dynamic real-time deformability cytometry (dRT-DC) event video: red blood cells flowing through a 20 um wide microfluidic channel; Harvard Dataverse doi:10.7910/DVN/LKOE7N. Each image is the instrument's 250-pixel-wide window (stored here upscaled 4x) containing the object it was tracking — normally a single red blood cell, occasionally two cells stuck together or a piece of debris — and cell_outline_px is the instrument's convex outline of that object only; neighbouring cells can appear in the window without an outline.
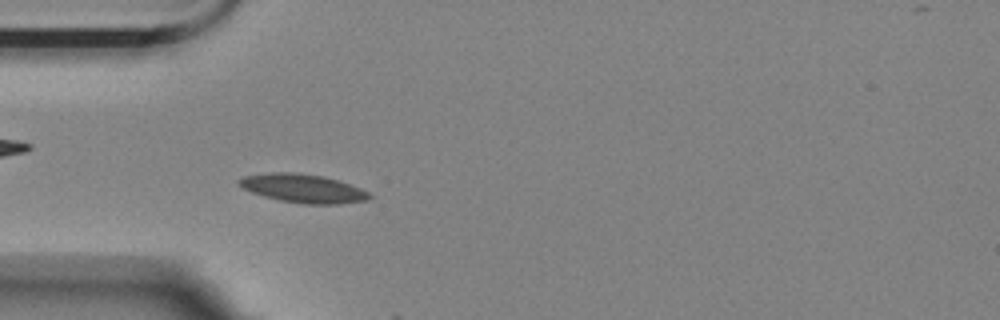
{"species": "Egyptian fruit bat (a non-hibernating species)", "species_latin": "Rousettus aegyptiacus", "temperature_condition": "room temperature", "stored_images_in_passage": 10, "camera_frame_rate_fps": 3000, "um_per_image_px": 0.085, "animal": {"sex": "female"}, "frame": {"image": 1, "passage_image": 9, "time_ms": 2.667, "image_size_px": [1000, 320], "cell_outline_px": [[372, 196], [368, 200], [336, 204], [304, 204], [280, 200], [264, 196], [252, 192], [236, 184], [236, 180], [244, 176], [272, 172], [292, 172], [324, 176], [360, 188], [368, 192]], "centroid_in_image_um": [25.72, 16.01], "position_along_channel_um": 59.3, "area_um2": 21.56}}